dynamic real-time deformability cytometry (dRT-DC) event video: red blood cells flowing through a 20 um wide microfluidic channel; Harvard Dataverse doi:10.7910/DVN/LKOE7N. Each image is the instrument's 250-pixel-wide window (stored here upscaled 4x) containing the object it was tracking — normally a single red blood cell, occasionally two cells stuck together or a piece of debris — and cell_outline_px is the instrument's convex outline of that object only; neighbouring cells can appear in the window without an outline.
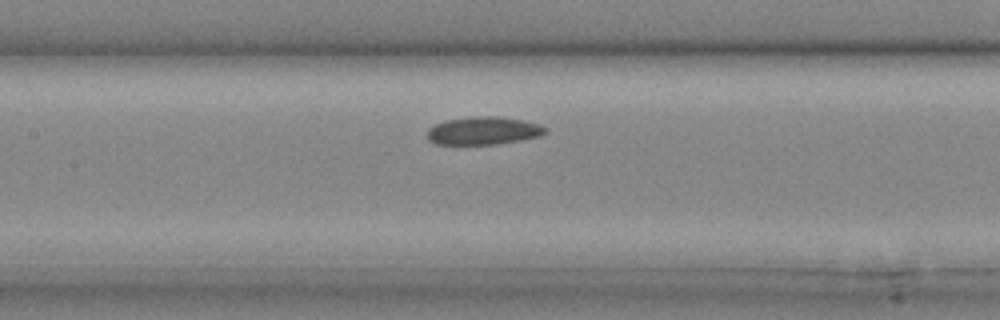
{"species": "common noctule bat (a hibernating species)", "species_latin": "Nyctalus noctula", "temperature_condition": "cold", "stored_images_in_passage": 13, "camera_frame_rate_fps": 3000, "um_per_image_px": 0.085, "animal": {"sex": "male", "body_mass_g": 20.4}, "frame": {"image": 1, "passage_image": 6, "time_ms": 1.667, "image_size_px": [1000, 320], "cell_outline_px": [[540, 132], [524, 136], [504, 140], [472, 144], [452, 144], [436, 140], [432, 136], [432, 132], [436, 128], [448, 124], [468, 120], [500, 120], [524, 124], [540, 128]], "centroid_in_image_um": [40.95, 11.19], "position_along_channel_um": 166.5, "area_um2": 13.7}}
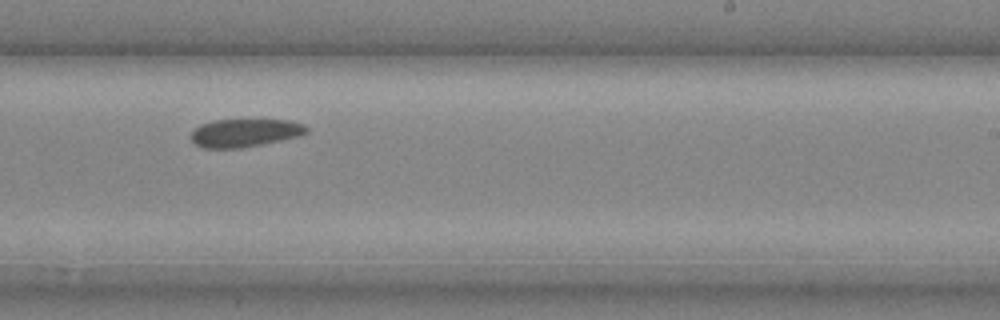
{"frame": {"image": 2, "passage_image": 10, "time_ms": 3.0, "image_size_px": [1000, 320], "cell_outline_px": [[300, 132], [240, 144], [204, 144], [196, 140], [196, 132], [204, 128], [216, 124], [288, 124], [300, 128]], "centroid_in_image_um": [20.63, 11.31], "position_along_channel_um": 268.4, "area_um2": 11.62}}
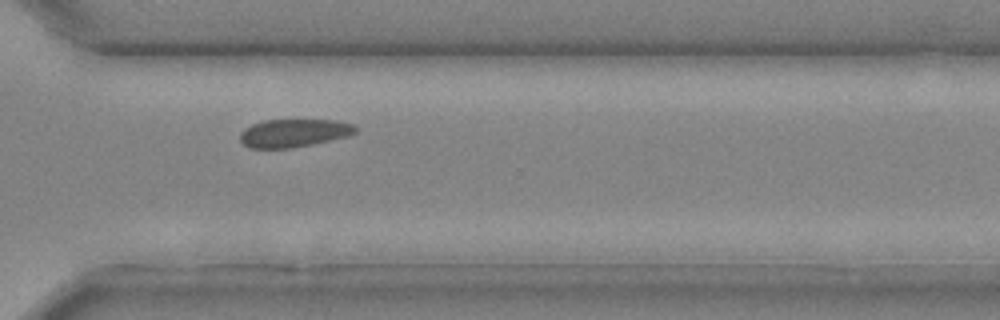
{"frame": {"image": 3, "passage_image": 13, "time_ms": 4.0, "image_size_px": [1000, 320], "cell_outline_px": [[348, 128], [344, 132], [332, 136], [316, 140], [296, 144], [272, 148], [268, 148], [248, 144], [244, 140], [244, 136], [252, 128], [264, 124], [288, 120], [304, 120], [336, 124]], "centroid_in_image_um": [24.72, 11.31], "position_along_channel_um": 345.9, "area_um2": 13.93}}